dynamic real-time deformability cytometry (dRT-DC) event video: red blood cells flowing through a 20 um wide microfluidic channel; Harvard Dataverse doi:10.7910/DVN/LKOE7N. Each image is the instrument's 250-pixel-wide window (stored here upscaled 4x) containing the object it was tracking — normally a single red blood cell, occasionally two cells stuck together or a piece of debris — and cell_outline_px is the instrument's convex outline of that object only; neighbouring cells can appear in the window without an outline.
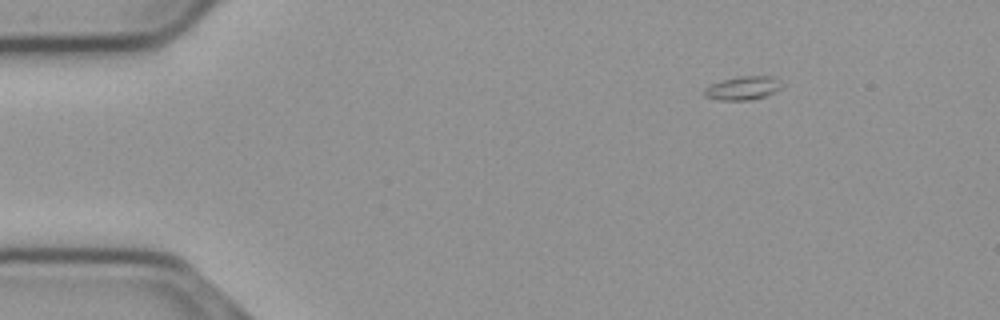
{"species": "common noctule bat (a hibernating species)", "species_latin": "Nyctalus noctula", "temperature_condition": "cold", "stored_images_in_passage": 43, "camera_frame_rate_fps": 3000, "um_per_image_px": 0.085, "animal": {"sex": "male", "body_mass_g": 23.1, "forearm_length_mm": 52.7}, "frame": {"image": 1, "passage_image": 1, "time_ms": 0.0, "image_size_px": [1000, 320], "cell_outline_px": [[780, 88], [764, 96], [752, 100], [720, 100], [704, 96], [704, 88], [712, 84], [724, 80], [740, 76], [768, 76], [776, 80]], "centroid_in_image_um": [63.06, 7.5], "position_along_channel_um": 21.9, "area_um2": 10.17}}